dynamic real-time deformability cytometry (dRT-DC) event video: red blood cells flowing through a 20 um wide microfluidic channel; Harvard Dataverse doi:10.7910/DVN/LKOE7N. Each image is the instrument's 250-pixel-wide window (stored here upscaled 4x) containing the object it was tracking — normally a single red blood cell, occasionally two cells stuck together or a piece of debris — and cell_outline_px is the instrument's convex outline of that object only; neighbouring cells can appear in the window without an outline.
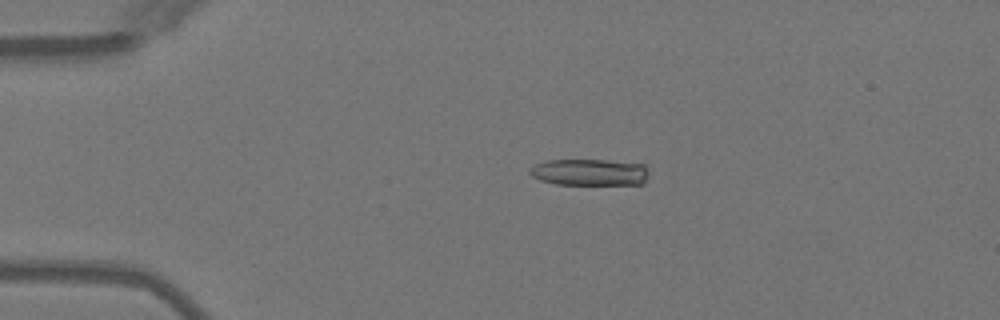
{"species": "Egyptian fruit bat (a non-hibernating species)", "species_latin": "Rousettus aegyptiacus", "temperature_condition": "warm", "stored_images_in_passage": 3, "camera_frame_rate_fps": 3000, "um_per_image_px": 0.085, "animal": {"sex": "female"}, "frame": {"image": 1, "passage_image": 3, "time_ms": 2.333, "image_size_px": [1000, 320], "cell_outline_px": [[648, 172], [644, 184], [556, 184], [540, 180], [532, 176], [528, 172], [528, 168], [536, 164], [548, 160], [604, 160], [644, 164], [648, 168]], "centroid_in_image_um": [50.11, 14.64], "position_along_channel_um": 34.9, "area_um2": 18.5}}